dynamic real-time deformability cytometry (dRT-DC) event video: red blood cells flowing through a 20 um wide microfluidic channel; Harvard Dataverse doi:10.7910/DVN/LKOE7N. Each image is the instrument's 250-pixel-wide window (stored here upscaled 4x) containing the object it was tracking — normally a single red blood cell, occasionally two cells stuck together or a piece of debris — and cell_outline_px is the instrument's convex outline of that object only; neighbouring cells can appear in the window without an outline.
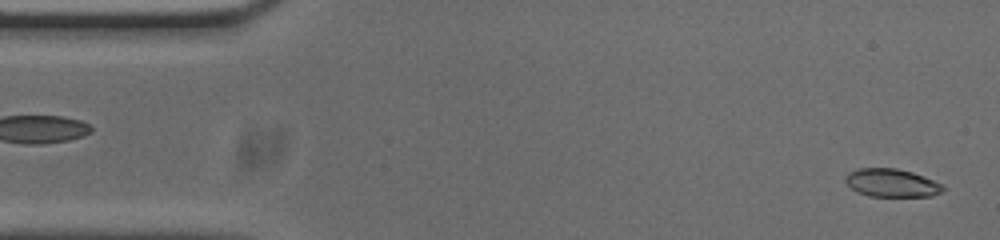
{"species": "common noctule bat (a hibernating species)", "species_latin": "Nyctalus noctula", "temperature_condition": "cold", "stored_images_in_passage": 53, "camera_frame_rate_fps": 3000, "um_per_image_px": 0.085, "animal": {"sex": "male", "body_mass_g": 20.0, "forearm_length_mm": 53.3}, "frame": {"image": 1, "passage_image": 1, "time_ms": 0.0, "image_size_px": [1000, 240], "cell_outline_px": [[944, 188], [940, 192], [932, 196], [868, 196], [856, 192], [844, 180], [844, 176], [848, 172], [860, 168], [896, 168], [912, 172], [924, 176], [944, 184]], "centroid_in_image_um": [75.78, 15.54], "position_along_channel_um": 9.2, "area_um2": 16.07}}
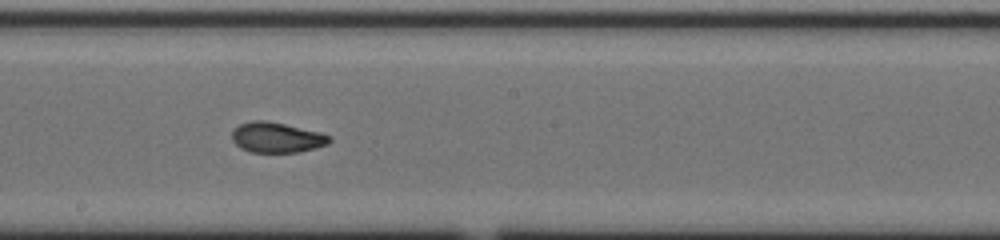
{"frame": {"image": 2, "passage_image": 27, "time_ms": 8.667, "image_size_px": [1000, 240], "cell_outline_px": [[332, 140], [328, 144], [316, 148], [300, 152], [252, 152], [240, 148], [232, 140], [232, 132], [240, 124], [252, 120], [268, 120], [320, 132], [332, 136]], "centroid_in_image_um": [23.55, 11.68], "position_along_channel_um": 224.7, "area_um2": 17.34}}
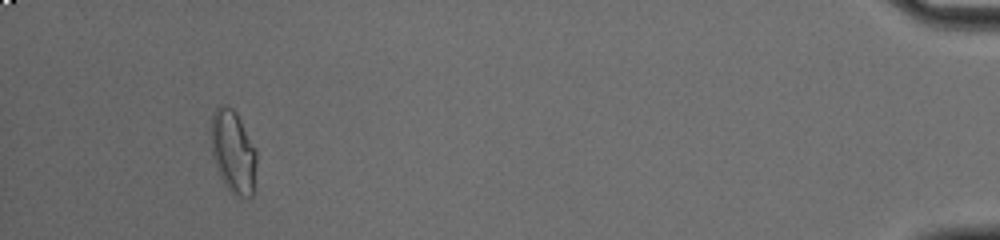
{"frame": {"image": 3, "passage_image": 49, "time_ms": 16.0, "image_size_px": [1000, 240], "cell_outline_px": [[256, 160], [252, 196], [236, 196], [224, 184], [216, 168], [212, 156], [212, 112], [216, 104], [224, 104], [232, 108], [236, 112], [256, 148]], "centroid_in_image_um": [19.8, 12.85], "position_along_channel_um": 415.4, "area_um2": 21.91}, "authors_computed_cell_mechanics": {"area_um2": 17.2822, "velocity_mm_per_s": 3.7119, "shape_relaxation_time_tau1_ms": null, "shape_relaxation_time_tau2_ms": 1.4351, "deformation_change_tau1": null, "deformation_change_tau2": 0.0529}}